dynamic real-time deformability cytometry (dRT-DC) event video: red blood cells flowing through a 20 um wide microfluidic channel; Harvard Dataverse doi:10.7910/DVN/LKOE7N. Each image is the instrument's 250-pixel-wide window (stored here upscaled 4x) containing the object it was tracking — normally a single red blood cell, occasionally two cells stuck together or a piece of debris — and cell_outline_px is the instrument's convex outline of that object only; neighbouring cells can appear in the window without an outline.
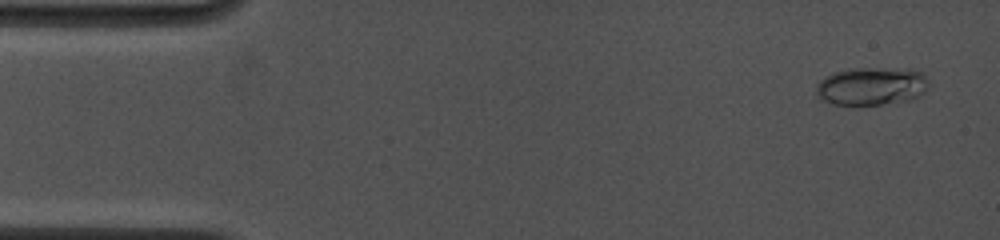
{"species": "common noctule bat (a hibernating species)", "species_latin": "Nyctalus noctula", "temperature_condition": "cold", "stored_images_in_passage": 63, "camera_frame_rate_fps": 4500, "um_per_image_px": 0.085, "animal": {"sex": "female", "body_mass_g": 19.0, "forearm_length_mm": 53.3}, "frame": {"image": 1, "passage_image": 3, "time_ms": 0.667, "image_size_px": [1000, 240], "cell_outline_px": [[928, 88], [924, 92], [908, 100], [880, 104], [832, 104], [824, 100], [816, 92], [816, 84], [824, 76], [832, 72], [848, 68], [908, 68], [924, 72], [928, 80]], "centroid_in_image_um": [74.09, 7.28], "position_along_channel_um": 10.9, "area_um2": 25.09}}
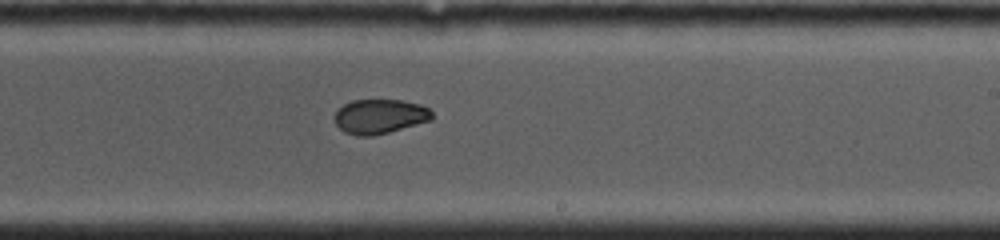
{"frame": {"image": 2, "passage_image": 31, "time_ms": 9.778, "image_size_px": [1000, 240], "cell_outline_px": [[432, 120], [388, 132], [372, 136], [356, 136], [344, 132], [336, 124], [336, 112], [344, 104], [352, 100], [400, 100], [420, 104], [428, 108], [432, 112]], "centroid_in_image_um": [32.29, 9.9], "position_along_channel_um": 256.7, "area_um2": 19.42}}
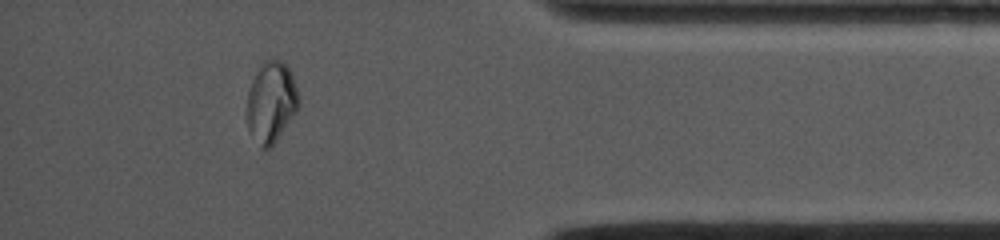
{"frame": {"image": 3, "passage_image": 56, "time_ms": 14.222, "image_size_px": [1000, 240], "cell_outline_px": [[300, 104], [296, 112], [276, 140], [268, 148], [260, 148], [248, 132], [244, 112], [248, 92], [252, 80], [256, 72], [264, 60], [280, 60], [288, 68], [292, 76], [300, 100]], "centroid_in_image_um": [23.0, 8.71], "position_along_channel_um": 412.2, "area_um2": 24.62}, "authors_computed_cell_mechanics": {"area_um2": 21.097, "velocity_mm_per_s": 3.9163, "shape_relaxation_time_tau1_ms": 7.8225, "shape_relaxation_time_tau2_ms": 1.2572, "deformation_change_tau1": 0.2079, "deformation_change_tau2": 0.0432}}